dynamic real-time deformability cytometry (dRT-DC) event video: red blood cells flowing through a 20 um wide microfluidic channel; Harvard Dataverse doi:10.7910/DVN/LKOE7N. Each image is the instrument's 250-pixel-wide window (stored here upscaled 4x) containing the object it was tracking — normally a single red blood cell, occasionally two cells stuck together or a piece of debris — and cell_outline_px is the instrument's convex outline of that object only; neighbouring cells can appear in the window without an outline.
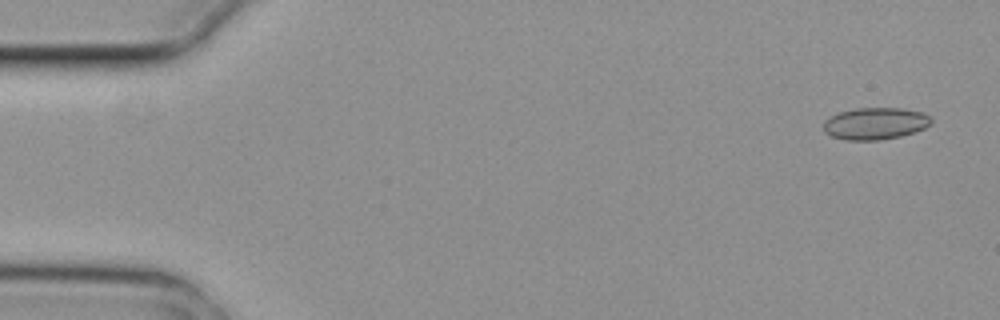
{"species": "common noctule bat (a hibernating species)", "species_latin": "Nyctalus noctula", "temperature_condition": "cold", "stored_images_in_passage": 6, "camera_frame_rate_fps": 3000, "um_per_image_px": 0.085, "animal": {"sex": "female", "body_mass_g": 29.2, "forearm_length_mm": 56.3}, "frame": {"image": 1, "passage_image": 1, "time_ms": 0.0, "image_size_px": [1000, 320], "cell_outline_px": [[932, 124], [924, 128], [900, 136], [880, 140], [848, 140], [832, 136], [824, 132], [824, 120], [840, 112], [856, 108], [904, 108], [924, 112], [932, 120]], "centroid_in_image_um": [74.41, 10.49], "position_along_channel_um": 10.6, "area_um2": 20.0}}
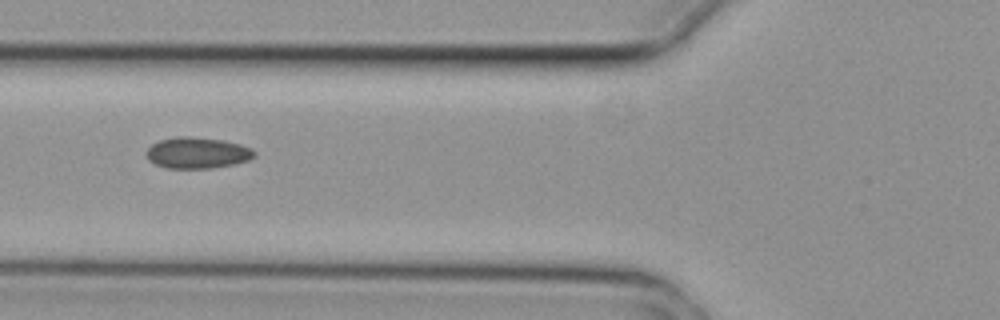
{"frame": {"image": 2, "passage_image": 5, "time_ms": 1.333, "image_size_px": [1000, 320], "cell_outline_px": [[256, 156], [248, 160], [232, 164], [212, 168], [168, 168], [156, 164], [148, 160], [148, 148], [152, 144], [160, 140], [176, 136], [188, 136], [224, 140], [240, 144], [252, 148], [256, 152]], "centroid_in_image_um": [16.8, 12.98], "position_along_channel_um": 109.0, "area_um2": 19.54}}
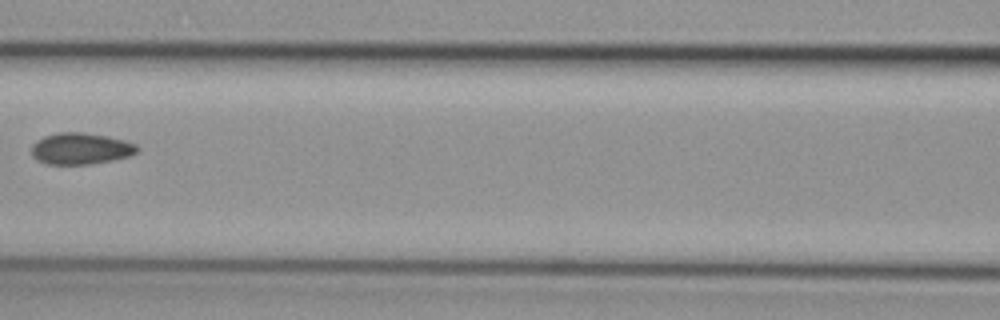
{"frame": {"image": 3, "passage_image": 6, "time_ms": 1.667, "image_size_px": [1000, 320], "cell_outline_px": [[140, 148], [136, 152], [128, 156], [112, 160], [88, 164], [44, 164], [36, 160], [32, 156], [32, 144], [36, 140], [44, 136], [56, 132], [84, 132], [108, 136], [124, 140], [136, 144]], "centroid_in_image_um": [6.82, 12.62], "position_along_channel_um": 159.8, "area_um2": 19.54}}